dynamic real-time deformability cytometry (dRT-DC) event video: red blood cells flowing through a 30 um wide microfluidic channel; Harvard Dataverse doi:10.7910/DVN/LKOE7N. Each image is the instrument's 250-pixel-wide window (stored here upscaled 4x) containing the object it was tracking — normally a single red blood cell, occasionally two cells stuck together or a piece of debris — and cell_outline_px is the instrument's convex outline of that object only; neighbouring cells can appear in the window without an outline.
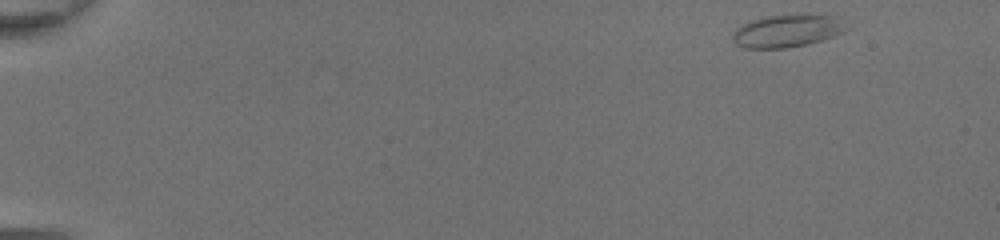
{"species": "common noctule bat (a hibernating species)", "species_latin": "Nyctalus noctula", "temperature_condition": "room temperature", "stored_images_in_passage": 45, "camera_frame_rate_fps": 3000, "um_per_image_px": 0.085, "animal": {"sex": "female", "body_mass_g": 20.0, "forearm_length_mm": 54.0}, "frame": {"image": 1, "passage_image": 1, "time_ms": 0.0, "image_size_px": [1000, 240], "cell_outline_px": [[852, 28], [844, 32], [824, 40], [808, 44], [788, 48], [744, 48], [736, 44], [732, 40], [732, 32], [736, 28], [752, 20], [768, 16], [836, 16]], "centroid_in_image_um": [66.93, 2.66], "position_along_channel_um": 18.1, "area_um2": 21.44}}
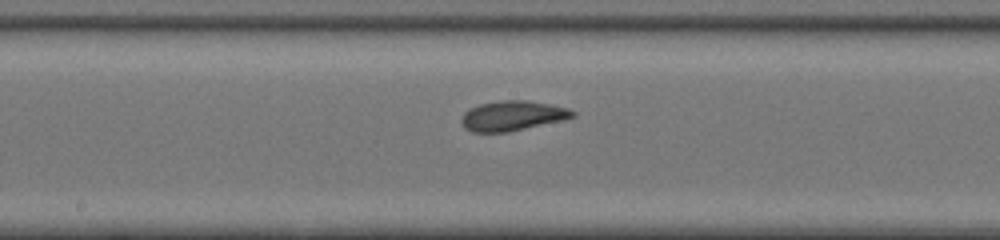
{"frame": {"image": 2, "passage_image": 24, "time_ms": 7.667, "image_size_px": [1000, 240], "cell_outline_px": [[576, 116], [564, 120], [508, 132], [472, 132], [464, 128], [460, 120], [464, 112], [480, 104], [500, 100], [528, 100], [568, 108], [576, 112]], "centroid_in_image_um": [43.57, 9.84], "position_along_channel_um": 204.6, "area_um2": 19.42}}
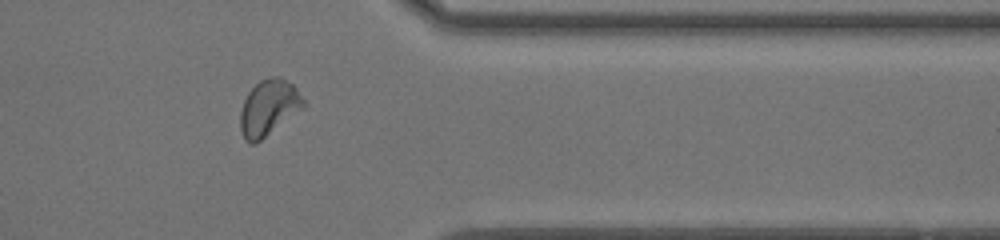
{"frame": {"image": 3, "passage_image": 37, "time_ms": 12.0, "image_size_px": [1000, 240], "cell_outline_px": [[308, 104], [256, 144], [252, 144], [244, 140], [240, 128], [240, 112], [244, 100], [248, 92], [260, 80], [268, 76], [280, 76], [292, 84], [296, 88]], "centroid_in_image_um": [22.84, 9.15], "position_along_channel_um": 388.6, "area_um2": 20.69}, "authors_computed_cell_mechanics": {"area_um2": 19.7098, "velocity_mm_per_s": 4.41, "shape_relaxation_time_tau1_ms": 6.0974, "shape_relaxation_time_tau2_ms": 1.1778, "deformation_change_tau1": 0.1543, "deformation_change_tau2": 0.0596}}